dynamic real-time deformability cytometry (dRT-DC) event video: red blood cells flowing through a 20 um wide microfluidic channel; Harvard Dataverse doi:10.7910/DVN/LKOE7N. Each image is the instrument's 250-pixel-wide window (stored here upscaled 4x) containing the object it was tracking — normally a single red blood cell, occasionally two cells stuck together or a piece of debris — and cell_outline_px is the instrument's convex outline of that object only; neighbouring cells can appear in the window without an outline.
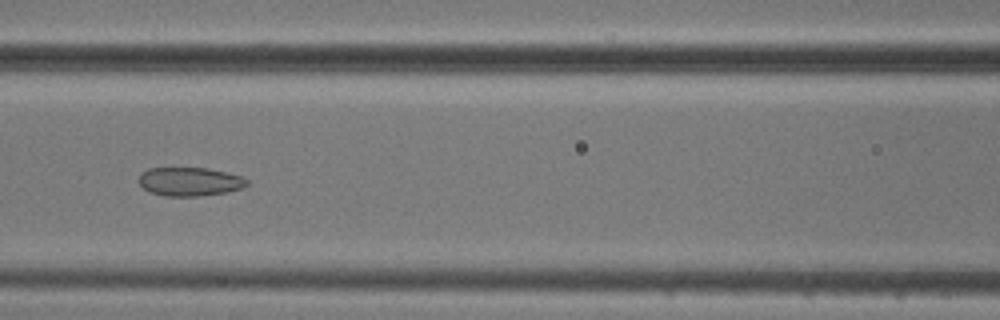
{"species": "common noctule bat (a hibernating species)", "species_latin": "Nyctalus noctula", "temperature_condition": "cold", "stored_images_in_passage": 7, "camera_frame_rate_fps": 3000, "um_per_image_px": 0.085, "animal": {"sex": "male", "body_mass_g": 20.5, "forearm_length_mm": 52.5}, "frame": {"image": 1, "passage_image": 5, "time_ms": 6.0, "image_size_px": [1000, 320], "cell_outline_px": [[248, 184], [240, 188], [228, 192], [200, 196], [164, 196], [148, 192], [140, 184], [140, 176], [148, 168], [208, 168], [240, 176], [248, 180]], "centroid_in_image_um": [16.12, 15.45], "position_along_channel_um": 150.5, "area_um2": 17.92}}
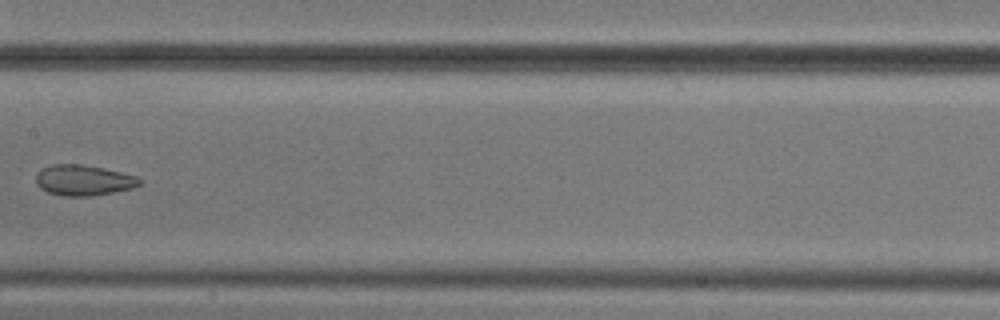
{"frame": {"image": 2, "passage_image": 6, "time_ms": 7.333, "image_size_px": [1000, 320], "cell_outline_px": [[140, 184], [132, 188], [92, 196], [60, 196], [48, 192], [40, 188], [36, 184], [36, 176], [44, 168], [52, 164], [80, 164], [104, 168], [136, 176], [140, 180]], "centroid_in_image_um": [7.08, 15.33], "position_along_channel_um": 200.3, "area_um2": 18.32}}
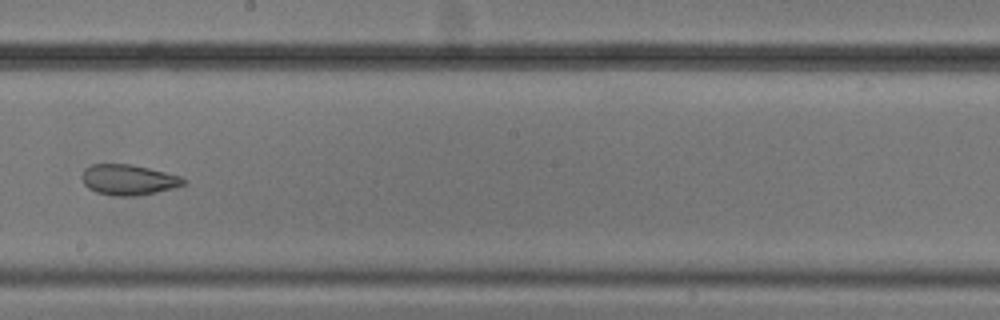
{"frame": {"image": 3, "passage_image": 7, "time_ms": 8.333, "image_size_px": [1000, 320], "cell_outline_px": [[184, 184], [172, 188], [156, 192], [136, 196], [112, 196], [96, 192], [88, 188], [84, 184], [80, 176], [84, 168], [92, 164], [132, 164], [180, 176], [184, 180]], "centroid_in_image_um": [10.84, 15.28], "position_along_channel_um": 237.4, "area_um2": 18.03}}